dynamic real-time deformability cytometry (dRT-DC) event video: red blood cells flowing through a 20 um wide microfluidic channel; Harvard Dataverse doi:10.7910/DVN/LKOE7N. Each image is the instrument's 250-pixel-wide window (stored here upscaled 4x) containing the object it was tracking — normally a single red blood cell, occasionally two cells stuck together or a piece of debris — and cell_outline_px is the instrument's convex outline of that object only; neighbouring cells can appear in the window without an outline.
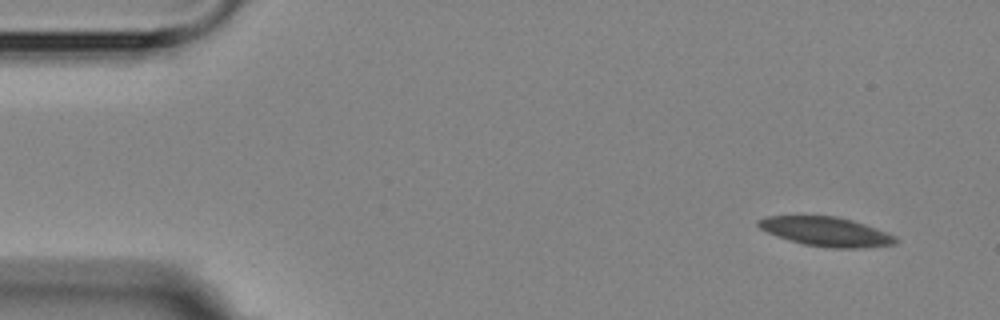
{"species": "Egyptian fruit bat (a non-hibernating species)", "species_latin": "Rousettus aegyptiacus", "temperature_condition": "room temperature", "stored_images_in_passage": 5, "camera_frame_rate_fps": 3000, "um_per_image_px": 0.085, "animal": {"sex": "female"}, "frame": {"image": 1, "passage_image": 1, "time_ms": 0.0, "image_size_px": [1000, 320], "cell_outline_px": [[900, 240], [896, 244], [864, 248], [832, 248], [804, 244], [788, 240], [776, 236], [760, 228], [756, 224], [756, 220], [768, 216], [836, 216], [852, 220], [888, 232], [896, 236]], "centroid_in_image_um": [70.25, 19.69], "position_along_channel_um": 14.7, "area_um2": 23.52}}